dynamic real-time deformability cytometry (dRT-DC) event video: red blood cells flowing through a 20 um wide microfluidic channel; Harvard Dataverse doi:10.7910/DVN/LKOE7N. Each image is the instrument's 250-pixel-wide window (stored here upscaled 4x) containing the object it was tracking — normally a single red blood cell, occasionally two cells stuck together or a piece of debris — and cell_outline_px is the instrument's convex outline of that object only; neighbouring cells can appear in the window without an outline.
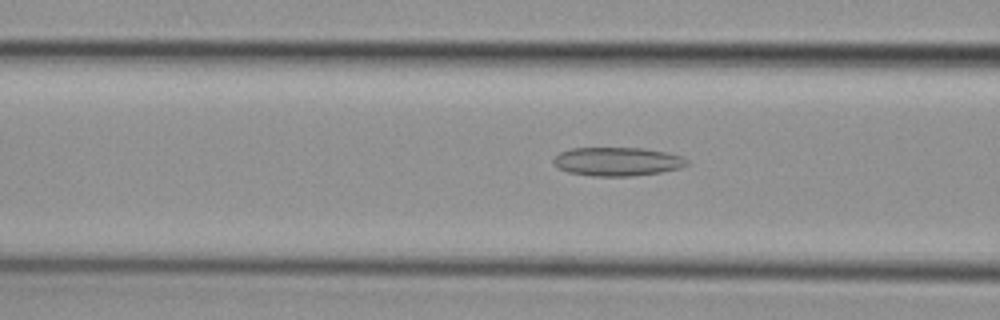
{"species": "common noctule bat (a hibernating species)", "species_latin": "Nyctalus noctula", "temperature_condition": "cold", "stored_images_in_passage": 55, "camera_frame_rate_fps": 3000, "um_per_image_px": 0.085, "animal": {"sex": "female", "body_mass_g": 29.2, "forearm_length_mm": 56.3}, "frame": {"image": 1, "passage_image": 21, "time_ms": 6.667, "image_size_px": [1000, 320], "cell_outline_px": [[688, 164], [680, 168], [660, 172], [628, 176], [592, 176], [568, 172], [560, 168], [552, 160], [560, 152], [572, 148], [644, 148], [668, 152], [680, 156], [688, 160]], "centroid_in_image_um": [52.49, 13.72], "position_along_channel_um": 114.1, "area_um2": 22.14}}
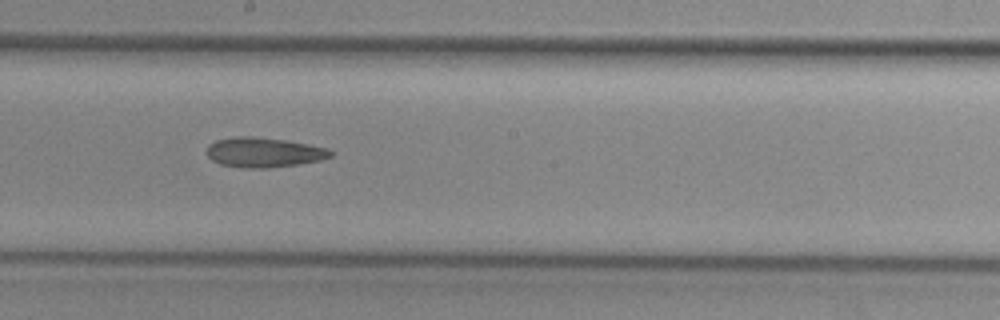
{"frame": {"image": 2, "passage_image": 30, "time_ms": 9.667, "image_size_px": [1000, 320], "cell_outline_px": [[332, 156], [320, 160], [296, 164], [268, 168], [240, 168], [220, 164], [212, 160], [208, 156], [208, 144], [216, 140], [232, 136], [252, 136], [284, 140], [308, 144], [328, 148], [332, 152]], "centroid_in_image_um": [22.39, 12.95], "position_along_channel_um": 225.8, "area_um2": 21.5}}
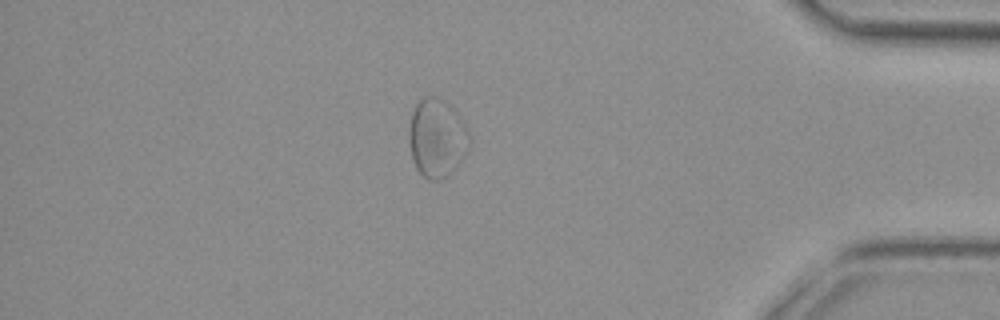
{"frame": {"image": 3, "passage_image": 47, "time_ms": 15.333, "image_size_px": [1000, 320], "cell_outline_px": [[472, 144], [464, 156], [444, 180], [428, 180], [416, 168], [412, 156], [408, 140], [408, 128], [412, 112], [420, 96], [436, 96], [448, 104], [468, 128], [472, 136]], "centroid_in_image_um": [37.14, 11.73], "position_along_channel_um": 398.1, "area_um2": 27.98}, "authors_computed_cell_mechanics": {"area_um2": 25.4898, "velocity_mm_per_s": 3.718, "shape_relaxation_time_tau1_ms": null, "shape_relaxation_time_tau2_ms": 6.3549, "deformation_change_tau1": null, "deformation_change_tau2": 0.1254}}